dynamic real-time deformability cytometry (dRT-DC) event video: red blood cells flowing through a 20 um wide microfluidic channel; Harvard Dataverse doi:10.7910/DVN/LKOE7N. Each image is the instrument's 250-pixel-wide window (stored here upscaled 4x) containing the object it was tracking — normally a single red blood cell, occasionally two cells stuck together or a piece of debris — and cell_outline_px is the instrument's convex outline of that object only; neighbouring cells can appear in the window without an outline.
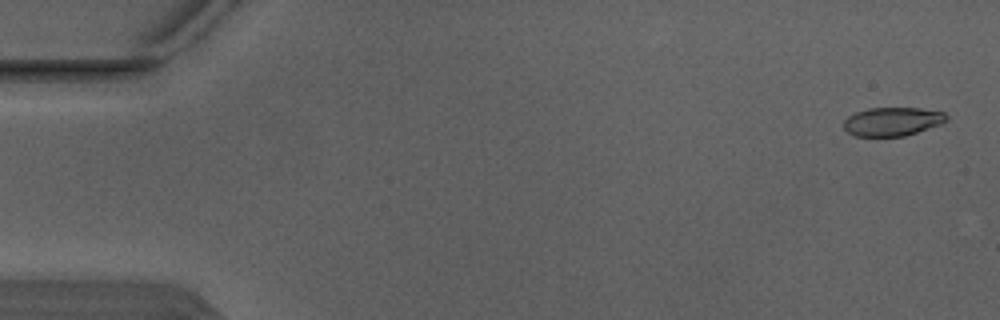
{"species": "Egyptian fruit bat (a non-hibernating species)", "species_latin": "Rousettus aegyptiacus", "temperature_condition": "warm", "stored_images_in_passage": 4, "camera_frame_rate_fps": 3000, "um_per_image_px": 0.085, "animal": {"sex": "male"}, "frame": {"image": 1, "passage_image": 1, "time_ms": 0.0, "image_size_px": [1000, 320], "cell_outline_px": [[948, 120], [940, 124], [904, 136], [856, 136], [848, 132], [844, 128], [844, 120], [848, 116], [856, 112], [868, 108], [920, 108], [944, 112], [948, 116]], "centroid_in_image_um": [75.85, 10.32], "position_along_channel_um": 9.1, "area_um2": 17.05}}
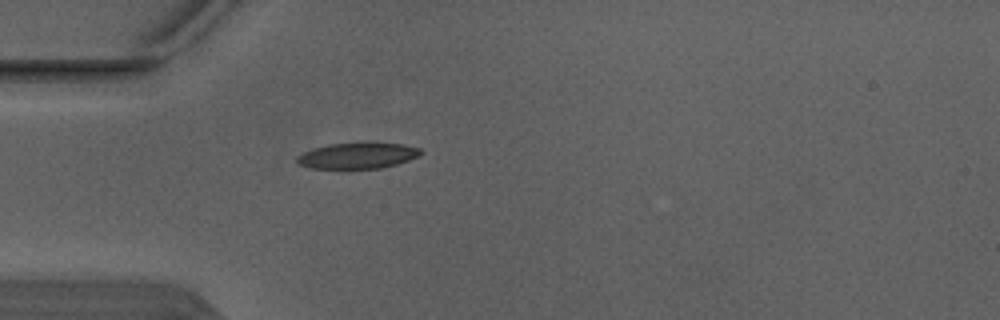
{"frame": {"image": 2, "passage_image": 4, "time_ms": 1.0, "image_size_px": [1000, 320], "cell_outline_px": [[424, 152], [420, 156], [396, 164], [380, 168], [312, 168], [300, 164], [296, 160], [296, 156], [312, 148], [328, 144], [400, 144], [420, 148]], "centroid_in_image_um": [30.39, 13.24], "position_along_channel_um": 54.6, "area_um2": 18.21}}